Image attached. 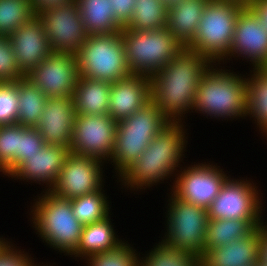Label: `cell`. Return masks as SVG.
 Listing matches in <instances>:
<instances>
[{"label":"cell","mask_w":267,"mask_h":266,"mask_svg":"<svg viewBox=\"0 0 267 266\" xmlns=\"http://www.w3.org/2000/svg\"><path fill=\"white\" fill-rule=\"evenodd\" d=\"M210 63L206 56L184 47L150 77L151 100L172 122H179V116L194 108L201 77L210 68Z\"/></svg>","instance_id":"6da1fadb"},{"label":"cell","mask_w":267,"mask_h":266,"mask_svg":"<svg viewBox=\"0 0 267 266\" xmlns=\"http://www.w3.org/2000/svg\"><path fill=\"white\" fill-rule=\"evenodd\" d=\"M180 122H171L152 139L145 151L121 175L125 185L142 189L173 174L179 167L186 142Z\"/></svg>","instance_id":"7a4b0ae2"},{"label":"cell","mask_w":267,"mask_h":266,"mask_svg":"<svg viewBox=\"0 0 267 266\" xmlns=\"http://www.w3.org/2000/svg\"><path fill=\"white\" fill-rule=\"evenodd\" d=\"M172 121L150 100L138 111L117 122L111 160L120 176Z\"/></svg>","instance_id":"3957f363"},{"label":"cell","mask_w":267,"mask_h":266,"mask_svg":"<svg viewBox=\"0 0 267 266\" xmlns=\"http://www.w3.org/2000/svg\"><path fill=\"white\" fill-rule=\"evenodd\" d=\"M121 38L130 73L148 77L161 70L184 48L166 26L146 31L122 29Z\"/></svg>","instance_id":"277c9868"},{"label":"cell","mask_w":267,"mask_h":266,"mask_svg":"<svg viewBox=\"0 0 267 266\" xmlns=\"http://www.w3.org/2000/svg\"><path fill=\"white\" fill-rule=\"evenodd\" d=\"M247 80L211 67L201 77L194 109L210 116H246Z\"/></svg>","instance_id":"5b68a950"},{"label":"cell","mask_w":267,"mask_h":266,"mask_svg":"<svg viewBox=\"0 0 267 266\" xmlns=\"http://www.w3.org/2000/svg\"><path fill=\"white\" fill-rule=\"evenodd\" d=\"M36 201L32 219L39 235L50 246L72 255L80 243L84 225L74 216L71 199L49 190Z\"/></svg>","instance_id":"8992f818"},{"label":"cell","mask_w":267,"mask_h":266,"mask_svg":"<svg viewBox=\"0 0 267 266\" xmlns=\"http://www.w3.org/2000/svg\"><path fill=\"white\" fill-rule=\"evenodd\" d=\"M237 2L209 0L198 24L194 40L187 48L206 56L211 62L224 60L233 41L235 23L245 8Z\"/></svg>","instance_id":"52a82bcc"},{"label":"cell","mask_w":267,"mask_h":266,"mask_svg":"<svg viewBox=\"0 0 267 266\" xmlns=\"http://www.w3.org/2000/svg\"><path fill=\"white\" fill-rule=\"evenodd\" d=\"M76 57L81 77L111 83L131 75L121 32L88 35Z\"/></svg>","instance_id":"ba28073f"},{"label":"cell","mask_w":267,"mask_h":266,"mask_svg":"<svg viewBox=\"0 0 267 266\" xmlns=\"http://www.w3.org/2000/svg\"><path fill=\"white\" fill-rule=\"evenodd\" d=\"M166 239L164 244L189 251L199 259L204 255L208 210L185 202L174 194L170 199Z\"/></svg>","instance_id":"9c48e42d"},{"label":"cell","mask_w":267,"mask_h":266,"mask_svg":"<svg viewBox=\"0 0 267 266\" xmlns=\"http://www.w3.org/2000/svg\"><path fill=\"white\" fill-rule=\"evenodd\" d=\"M37 16L43 23L52 52L76 54L88 37L76 2L43 10Z\"/></svg>","instance_id":"30bf717a"},{"label":"cell","mask_w":267,"mask_h":266,"mask_svg":"<svg viewBox=\"0 0 267 266\" xmlns=\"http://www.w3.org/2000/svg\"><path fill=\"white\" fill-rule=\"evenodd\" d=\"M116 128L117 122L109 115L76 114L70 152L99 160L111 159Z\"/></svg>","instance_id":"8fae6325"},{"label":"cell","mask_w":267,"mask_h":266,"mask_svg":"<svg viewBox=\"0 0 267 266\" xmlns=\"http://www.w3.org/2000/svg\"><path fill=\"white\" fill-rule=\"evenodd\" d=\"M25 77L48 98L73 97L79 79L76 54L52 52Z\"/></svg>","instance_id":"7c38bea8"},{"label":"cell","mask_w":267,"mask_h":266,"mask_svg":"<svg viewBox=\"0 0 267 266\" xmlns=\"http://www.w3.org/2000/svg\"><path fill=\"white\" fill-rule=\"evenodd\" d=\"M102 160L69 153L51 193L64 199H74L100 190Z\"/></svg>","instance_id":"4fadbf2b"},{"label":"cell","mask_w":267,"mask_h":266,"mask_svg":"<svg viewBox=\"0 0 267 266\" xmlns=\"http://www.w3.org/2000/svg\"><path fill=\"white\" fill-rule=\"evenodd\" d=\"M251 182L226 179L208 210V219L260 220L262 209Z\"/></svg>","instance_id":"5bb4252c"},{"label":"cell","mask_w":267,"mask_h":266,"mask_svg":"<svg viewBox=\"0 0 267 266\" xmlns=\"http://www.w3.org/2000/svg\"><path fill=\"white\" fill-rule=\"evenodd\" d=\"M222 172L210 163L189 167L177 176L173 194L185 202L208 209L228 178Z\"/></svg>","instance_id":"9a60e30c"},{"label":"cell","mask_w":267,"mask_h":266,"mask_svg":"<svg viewBox=\"0 0 267 266\" xmlns=\"http://www.w3.org/2000/svg\"><path fill=\"white\" fill-rule=\"evenodd\" d=\"M239 53V54H238ZM247 55L255 68L267 67V29L246 6L238 15L228 56Z\"/></svg>","instance_id":"2e32d148"},{"label":"cell","mask_w":267,"mask_h":266,"mask_svg":"<svg viewBox=\"0 0 267 266\" xmlns=\"http://www.w3.org/2000/svg\"><path fill=\"white\" fill-rule=\"evenodd\" d=\"M20 72L27 76L51 53L42 21L35 15L9 36Z\"/></svg>","instance_id":"e0dca14e"},{"label":"cell","mask_w":267,"mask_h":266,"mask_svg":"<svg viewBox=\"0 0 267 266\" xmlns=\"http://www.w3.org/2000/svg\"><path fill=\"white\" fill-rule=\"evenodd\" d=\"M76 117L73 97L48 98L36 129L45 144L70 149Z\"/></svg>","instance_id":"ac0fdd59"},{"label":"cell","mask_w":267,"mask_h":266,"mask_svg":"<svg viewBox=\"0 0 267 266\" xmlns=\"http://www.w3.org/2000/svg\"><path fill=\"white\" fill-rule=\"evenodd\" d=\"M150 100V77L131 74L118 81L111 82L108 115L118 122L138 111Z\"/></svg>","instance_id":"d6986e66"},{"label":"cell","mask_w":267,"mask_h":266,"mask_svg":"<svg viewBox=\"0 0 267 266\" xmlns=\"http://www.w3.org/2000/svg\"><path fill=\"white\" fill-rule=\"evenodd\" d=\"M259 252L260 226H257L245 237L210 248L200 258V266H255L259 262Z\"/></svg>","instance_id":"ffe728a7"},{"label":"cell","mask_w":267,"mask_h":266,"mask_svg":"<svg viewBox=\"0 0 267 266\" xmlns=\"http://www.w3.org/2000/svg\"><path fill=\"white\" fill-rule=\"evenodd\" d=\"M70 149L45 144L41 150L32 157H28L12 174L11 177L42 181L53 187L65 162Z\"/></svg>","instance_id":"44dd1931"},{"label":"cell","mask_w":267,"mask_h":266,"mask_svg":"<svg viewBox=\"0 0 267 266\" xmlns=\"http://www.w3.org/2000/svg\"><path fill=\"white\" fill-rule=\"evenodd\" d=\"M209 0H182L170 7L167 14V29L184 47L195 38L198 24Z\"/></svg>","instance_id":"7402d4cb"},{"label":"cell","mask_w":267,"mask_h":266,"mask_svg":"<svg viewBox=\"0 0 267 266\" xmlns=\"http://www.w3.org/2000/svg\"><path fill=\"white\" fill-rule=\"evenodd\" d=\"M111 83L79 76L73 93L74 107L79 115H108Z\"/></svg>","instance_id":"603a6c76"},{"label":"cell","mask_w":267,"mask_h":266,"mask_svg":"<svg viewBox=\"0 0 267 266\" xmlns=\"http://www.w3.org/2000/svg\"><path fill=\"white\" fill-rule=\"evenodd\" d=\"M88 35L119 33L123 25L115 18L109 0H75Z\"/></svg>","instance_id":"cb8c5ba5"},{"label":"cell","mask_w":267,"mask_h":266,"mask_svg":"<svg viewBox=\"0 0 267 266\" xmlns=\"http://www.w3.org/2000/svg\"><path fill=\"white\" fill-rule=\"evenodd\" d=\"M262 224L260 220L208 219L204 254L210 248H217L245 237Z\"/></svg>","instance_id":"d4e9b609"},{"label":"cell","mask_w":267,"mask_h":266,"mask_svg":"<svg viewBox=\"0 0 267 266\" xmlns=\"http://www.w3.org/2000/svg\"><path fill=\"white\" fill-rule=\"evenodd\" d=\"M107 216L102 221L94 222L83 227L80 243L72 254L75 257H85L102 253L116 247L120 242L115 237L114 230Z\"/></svg>","instance_id":"484cf974"},{"label":"cell","mask_w":267,"mask_h":266,"mask_svg":"<svg viewBox=\"0 0 267 266\" xmlns=\"http://www.w3.org/2000/svg\"><path fill=\"white\" fill-rule=\"evenodd\" d=\"M17 124L36 128L48 97L26 77L18 81Z\"/></svg>","instance_id":"4316f807"},{"label":"cell","mask_w":267,"mask_h":266,"mask_svg":"<svg viewBox=\"0 0 267 266\" xmlns=\"http://www.w3.org/2000/svg\"><path fill=\"white\" fill-rule=\"evenodd\" d=\"M168 8L162 0H136L130 20L123 29L155 30L167 25Z\"/></svg>","instance_id":"83f0119b"},{"label":"cell","mask_w":267,"mask_h":266,"mask_svg":"<svg viewBox=\"0 0 267 266\" xmlns=\"http://www.w3.org/2000/svg\"><path fill=\"white\" fill-rule=\"evenodd\" d=\"M253 69V77L246 79V116L257 119V125L267 134V67Z\"/></svg>","instance_id":"f1b7e54d"},{"label":"cell","mask_w":267,"mask_h":266,"mask_svg":"<svg viewBox=\"0 0 267 266\" xmlns=\"http://www.w3.org/2000/svg\"><path fill=\"white\" fill-rule=\"evenodd\" d=\"M101 190L102 188L96 192L71 199L73 214L84 226L102 221L109 215V205Z\"/></svg>","instance_id":"f546056e"},{"label":"cell","mask_w":267,"mask_h":266,"mask_svg":"<svg viewBox=\"0 0 267 266\" xmlns=\"http://www.w3.org/2000/svg\"><path fill=\"white\" fill-rule=\"evenodd\" d=\"M34 16L30 0H0V35L9 37Z\"/></svg>","instance_id":"4dcf8cb0"},{"label":"cell","mask_w":267,"mask_h":266,"mask_svg":"<svg viewBox=\"0 0 267 266\" xmlns=\"http://www.w3.org/2000/svg\"><path fill=\"white\" fill-rule=\"evenodd\" d=\"M139 266H200V259L182 249L172 248L161 241Z\"/></svg>","instance_id":"1f68e13d"},{"label":"cell","mask_w":267,"mask_h":266,"mask_svg":"<svg viewBox=\"0 0 267 266\" xmlns=\"http://www.w3.org/2000/svg\"><path fill=\"white\" fill-rule=\"evenodd\" d=\"M20 124L0 126V171L11 175L16 170V151H18Z\"/></svg>","instance_id":"d6a6232c"},{"label":"cell","mask_w":267,"mask_h":266,"mask_svg":"<svg viewBox=\"0 0 267 266\" xmlns=\"http://www.w3.org/2000/svg\"><path fill=\"white\" fill-rule=\"evenodd\" d=\"M134 251V252H133ZM135 250L120 242L116 247L87 258L90 266H139Z\"/></svg>","instance_id":"836d02e7"},{"label":"cell","mask_w":267,"mask_h":266,"mask_svg":"<svg viewBox=\"0 0 267 266\" xmlns=\"http://www.w3.org/2000/svg\"><path fill=\"white\" fill-rule=\"evenodd\" d=\"M18 82H0V126L17 124Z\"/></svg>","instance_id":"e575fe53"},{"label":"cell","mask_w":267,"mask_h":266,"mask_svg":"<svg viewBox=\"0 0 267 266\" xmlns=\"http://www.w3.org/2000/svg\"><path fill=\"white\" fill-rule=\"evenodd\" d=\"M23 77L9 37L0 35V82H16Z\"/></svg>","instance_id":"d590c367"},{"label":"cell","mask_w":267,"mask_h":266,"mask_svg":"<svg viewBox=\"0 0 267 266\" xmlns=\"http://www.w3.org/2000/svg\"><path fill=\"white\" fill-rule=\"evenodd\" d=\"M44 145L45 142L42 135L36 128L24 127L19 132L18 151H16V169L28 159V157L37 154Z\"/></svg>","instance_id":"8d00e7d4"},{"label":"cell","mask_w":267,"mask_h":266,"mask_svg":"<svg viewBox=\"0 0 267 266\" xmlns=\"http://www.w3.org/2000/svg\"><path fill=\"white\" fill-rule=\"evenodd\" d=\"M0 266H37L31 258L22 252H17L7 244L0 251Z\"/></svg>","instance_id":"74e56055"},{"label":"cell","mask_w":267,"mask_h":266,"mask_svg":"<svg viewBox=\"0 0 267 266\" xmlns=\"http://www.w3.org/2000/svg\"><path fill=\"white\" fill-rule=\"evenodd\" d=\"M115 18L124 26L131 18L136 0H109Z\"/></svg>","instance_id":"f35d334b"},{"label":"cell","mask_w":267,"mask_h":266,"mask_svg":"<svg viewBox=\"0 0 267 266\" xmlns=\"http://www.w3.org/2000/svg\"><path fill=\"white\" fill-rule=\"evenodd\" d=\"M32 9L37 15L39 12L52 8L58 7L61 5L68 4L70 2H75V0H30Z\"/></svg>","instance_id":"ab89813d"},{"label":"cell","mask_w":267,"mask_h":266,"mask_svg":"<svg viewBox=\"0 0 267 266\" xmlns=\"http://www.w3.org/2000/svg\"><path fill=\"white\" fill-rule=\"evenodd\" d=\"M248 7L256 14L267 29V0H252Z\"/></svg>","instance_id":"60d3db41"},{"label":"cell","mask_w":267,"mask_h":266,"mask_svg":"<svg viewBox=\"0 0 267 266\" xmlns=\"http://www.w3.org/2000/svg\"><path fill=\"white\" fill-rule=\"evenodd\" d=\"M259 262L267 266V226H260Z\"/></svg>","instance_id":"b9f144b4"},{"label":"cell","mask_w":267,"mask_h":266,"mask_svg":"<svg viewBox=\"0 0 267 266\" xmlns=\"http://www.w3.org/2000/svg\"><path fill=\"white\" fill-rule=\"evenodd\" d=\"M166 7L169 9L170 7H173L175 5H177L178 3H180L182 0H162Z\"/></svg>","instance_id":"7bdbcfd3"},{"label":"cell","mask_w":267,"mask_h":266,"mask_svg":"<svg viewBox=\"0 0 267 266\" xmlns=\"http://www.w3.org/2000/svg\"><path fill=\"white\" fill-rule=\"evenodd\" d=\"M223 1H233V2H237L243 6H248L249 3L252 1V0H223Z\"/></svg>","instance_id":"ee69618b"},{"label":"cell","mask_w":267,"mask_h":266,"mask_svg":"<svg viewBox=\"0 0 267 266\" xmlns=\"http://www.w3.org/2000/svg\"><path fill=\"white\" fill-rule=\"evenodd\" d=\"M7 243L2 240V238H0V251L2 250V248L6 245Z\"/></svg>","instance_id":"f6af8a7d"},{"label":"cell","mask_w":267,"mask_h":266,"mask_svg":"<svg viewBox=\"0 0 267 266\" xmlns=\"http://www.w3.org/2000/svg\"><path fill=\"white\" fill-rule=\"evenodd\" d=\"M255 266H265L262 263L258 262Z\"/></svg>","instance_id":"bcb514c9"}]
</instances>
